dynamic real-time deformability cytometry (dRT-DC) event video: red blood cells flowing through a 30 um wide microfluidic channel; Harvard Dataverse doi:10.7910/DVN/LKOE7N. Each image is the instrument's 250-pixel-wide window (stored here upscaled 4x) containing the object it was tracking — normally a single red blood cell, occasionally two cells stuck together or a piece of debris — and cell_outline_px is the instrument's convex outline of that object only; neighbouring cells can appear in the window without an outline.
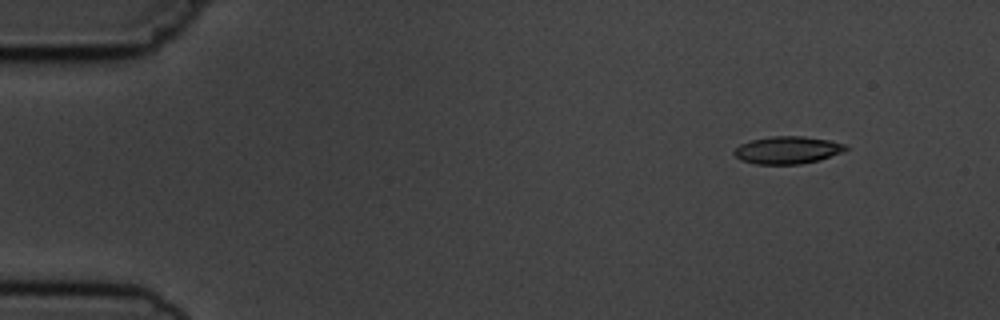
{"species": "common noctule bat (a hibernating species)", "species_latin": "Nyctalus noctula", "temperature_condition": "cold", "stored_images_in_passage": 5, "camera_frame_rate_fps": 3000, "um_per_image_px": 0.085, "animal": {"sex": "male", "body_mass_g": 19.5, "forearm_length_mm": 54.6}, "frame": {"image": 1, "passage_image": 1, "time_ms": 0.0, "image_size_px": [1000, 320], "cell_outline_px": [[848, 148], [844, 152], [820, 160], [800, 164], [756, 164], [740, 160], [732, 152], [740, 144], [752, 140], [772, 136], [804, 136], [828, 140], [844, 144]], "centroid_in_image_um": [66.94, 12.76], "position_along_channel_um": 18.1, "area_um2": 17.86}}
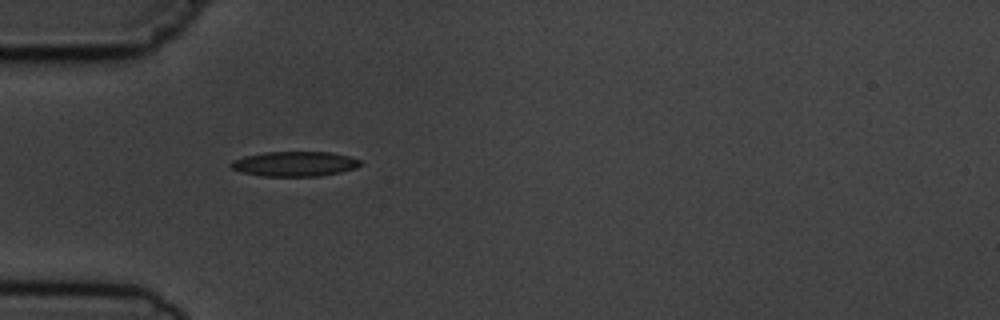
{"frame": {"image": 2, "passage_image": 4, "time_ms": 3.667, "image_size_px": [1000, 320], "cell_outline_px": [[364, 164], [356, 168], [340, 172], [320, 176], [260, 176], [240, 172], [232, 168], [228, 164], [232, 160], [244, 156], [264, 152], [332, 152], [348, 156], [360, 160]], "centroid_in_image_um": [25.03, 13.93], "position_along_channel_um": 60.0, "area_um2": 18.96}}
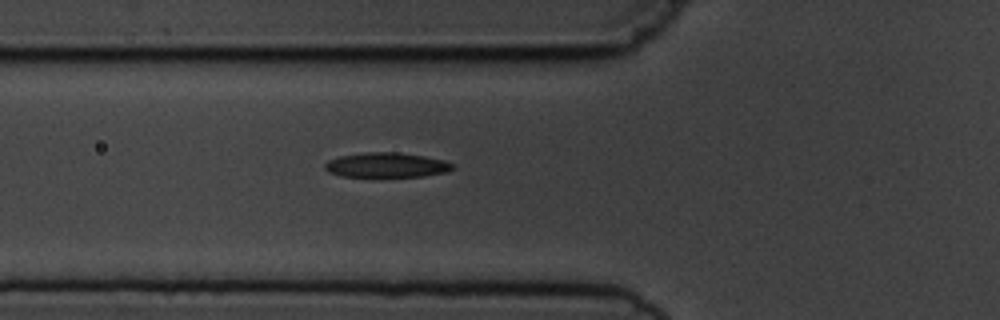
{"frame": {"image": 3, "passage_image": 5, "time_ms": 4.667, "image_size_px": [1000, 320], "cell_outline_px": [[456, 168], [448, 172], [424, 176], [344, 176], [328, 172], [324, 168], [324, 164], [328, 160], [340, 156], [364, 152], [396, 152], [424, 156], [444, 160], [456, 164]], "centroid_in_image_um": [32.9, 14.02], "position_along_channel_um": 92.9, "area_um2": 18.5}}